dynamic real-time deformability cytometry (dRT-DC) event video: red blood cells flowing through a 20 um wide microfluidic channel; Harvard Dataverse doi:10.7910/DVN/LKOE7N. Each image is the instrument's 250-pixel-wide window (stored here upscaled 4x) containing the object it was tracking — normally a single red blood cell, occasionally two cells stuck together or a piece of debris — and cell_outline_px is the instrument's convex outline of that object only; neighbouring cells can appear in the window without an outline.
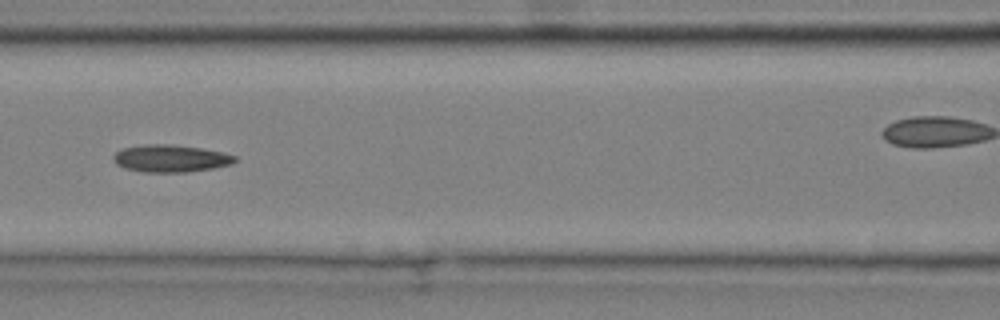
{"species": "common noctule bat (a hibernating species)", "species_latin": "Nyctalus noctula", "temperature_condition": "cold", "stored_images_in_passage": 10, "camera_frame_rate_fps": 3000, "um_per_image_px": 0.085, "animal": {"sex": "male", "body_mass_g": 20.4}, "frame": {"image": 1, "passage_image": 7, "time_ms": 2.0, "image_size_px": [1000, 320], "cell_outline_px": [[236, 160], [232, 164], [212, 168], [188, 172], [144, 172], [124, 168], [116, 164], [112, 160], [112, 156], [116, 152], [124, 148], [144, 144], [172, 144], [200, 148], [224, 152], [236, 156]], "centroid_in_image_um": [14.49, 13.46], "position_along_channel_um": 152.1, "area_um2": 19.42}}